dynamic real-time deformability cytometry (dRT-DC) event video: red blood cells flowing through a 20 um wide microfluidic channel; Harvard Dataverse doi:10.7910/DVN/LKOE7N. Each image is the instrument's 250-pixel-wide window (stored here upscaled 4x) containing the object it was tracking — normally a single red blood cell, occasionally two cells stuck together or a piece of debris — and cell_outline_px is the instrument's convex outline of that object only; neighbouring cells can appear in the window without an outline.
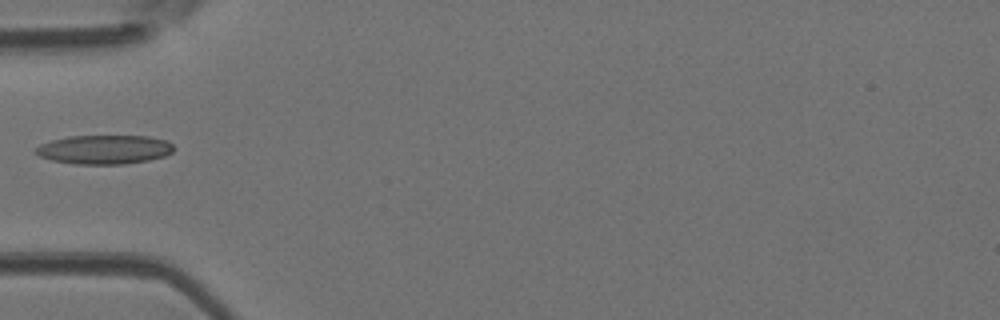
{"species": "Egyptian fruit bat (a non-hibernating species)", "species_latin": "Rousettus aegyptiacus", "temperature_condition": "room temperature", "stored_images_in_passage": 33, "camera_frame_rate_fps": 3000, "um_per_image_px": 0.085, "animal": {"sex": "female"}, "frame": {"image": 1, "passage_image": 1, "time_ms": 0.0, "image_size_px": [1000, 320], "cell_outline_px": [[176, 148], [172, 152], [164, 156], [148, 160], [124, 164], [72, 164], [52, 160], [40, 156], [32, 152], [40, 144], [52, 140], [68, 136], [148, 136], [164, 140], [172, 144]], "centroid_in_image_um": [8.85, 12.71], "position_along_channel_um": 76.2, "area_um2": 23.41}}
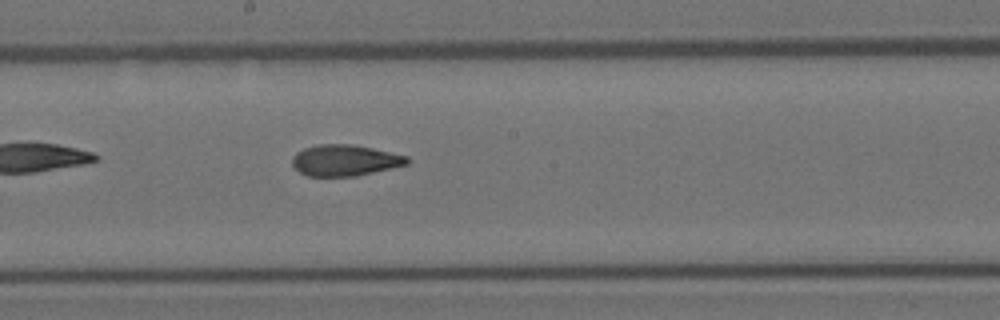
{"frame": {"image": 2, "passage_image": 11, "time_ms": 3.333, "image_size_px": [1000, 320], "cell_outline_px": [[408, 164], [356, 176], [308, 176], [300, 172], [292, 164], [292, 156], [296, 152], [304, 148], [316, 144], [352, 144], [372, 148], [408, 156]], "centroid_in_image_um": [29.29, 13.62], "position_along_channel_um": 218.9, "area_um2": 20.81}}
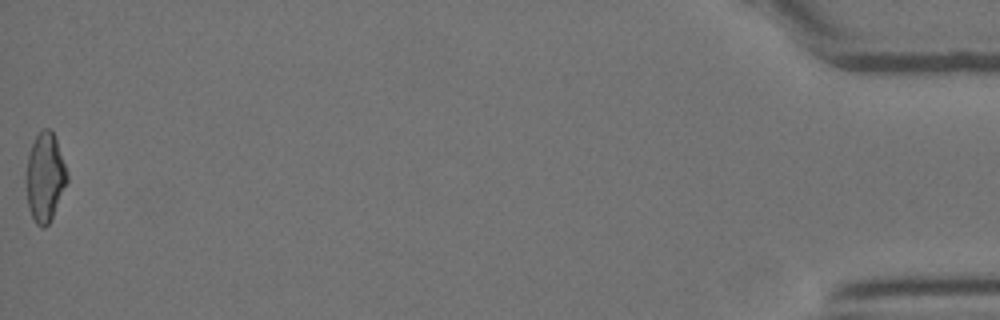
{"frame": {"image": 3, "passage_image": 33, "time_ms": 10.667, "image_size_px": [1000, 320], "cell_outline_px": [[68, 180], [52, 216], [48, 224], [44, 228], [40, 228], [36, 224], [28, 208], [24, 180], [24, 176], [28, 156], [32, 144], [36, 136], [44, 128], [48, 128], [52, 132], [56, 140], [68, 172]], "centroid_in_image_um": [3.79, 15.08], "position_along_channel_um": 431.4, "area_um2": 21.27}}